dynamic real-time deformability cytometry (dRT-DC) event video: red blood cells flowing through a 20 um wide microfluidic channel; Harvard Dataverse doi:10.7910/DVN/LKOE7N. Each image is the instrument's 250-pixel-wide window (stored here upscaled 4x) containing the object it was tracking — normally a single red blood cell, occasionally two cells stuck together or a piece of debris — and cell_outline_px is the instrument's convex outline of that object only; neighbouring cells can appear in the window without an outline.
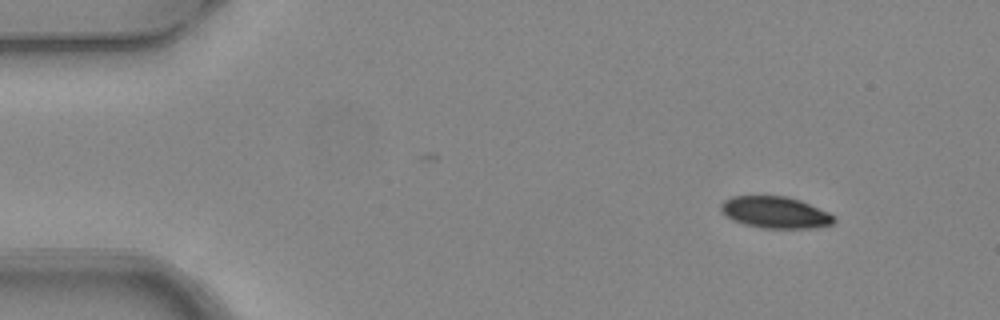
{"species": "common noctule bat (a hibernating species)", "species_latin": "Nyctalus noctula", "temperature_condition": "warm", "stored_images_in_passage": 6, "camera_frame_rate_fps": 3000, "um_per_image_px": 0.085, "animal": {"sex": "female", "body_mass_g": 24.6, "forearm_length_mm": 56.2}, "frame": {"image": 1, "passage_image": 1, "time_ms": 0.0, "image_size_px": [1000, 320], "cell_outline_px": [[836, 220], [832, 224], [816, 228], [764, 228], [744, 224], [732, 220], [720, 208], [720, 204], [724, 200], [732, 196], [788, 196], [800, 200], [828, 212], [836, 216]], "centroid_in_image_um": [65.93, 18.05], "position_along_channel_um": 19.1, "area_um2": 20.87}}
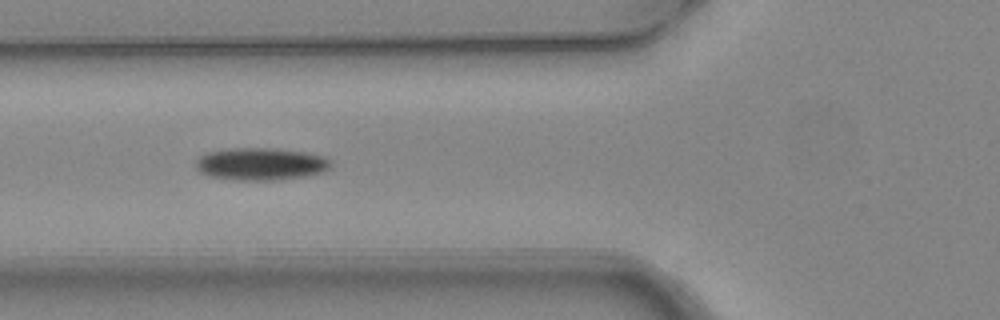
{"frame": {"image": 2, "passage_image": 5, "time_ms": 1.333, "image_size_px": [1000, 320], "cell_outline_px": [[332, 164], [324, 172], [304, 176], [272, 180], [236, 180], [208, 176], [200, 172], [196, 168], [196, 160], [200, 156], [208, 152], [232, 148], [272, 148], [304, 152], [324, 156], [332, 160]], "centroid_in_image_um": [22.17, 13.94], "position_along_channel_um": 103.6, "area_um2": 25.49}}
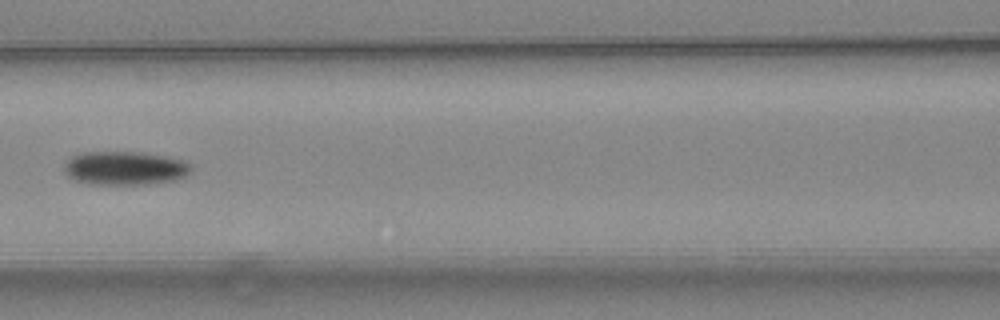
{"frame": {"image": 3, "passage_image": 6, "time_ms": 1.667, "image_size_px": [1000, 320], "cell_outline_px": [[192, 168], [184, 176], [176, 180], [148, 184], [88, 184], [72, 180], [64, 172], [64, 164], [72, 156], [84, 152], [144, 152], [168, 156], [184, 160], [192, 164]], "centroid_in_image_um": [10.61, 14.29], "position_along_channel_um": 156.0, "area_um2": 25.2}}